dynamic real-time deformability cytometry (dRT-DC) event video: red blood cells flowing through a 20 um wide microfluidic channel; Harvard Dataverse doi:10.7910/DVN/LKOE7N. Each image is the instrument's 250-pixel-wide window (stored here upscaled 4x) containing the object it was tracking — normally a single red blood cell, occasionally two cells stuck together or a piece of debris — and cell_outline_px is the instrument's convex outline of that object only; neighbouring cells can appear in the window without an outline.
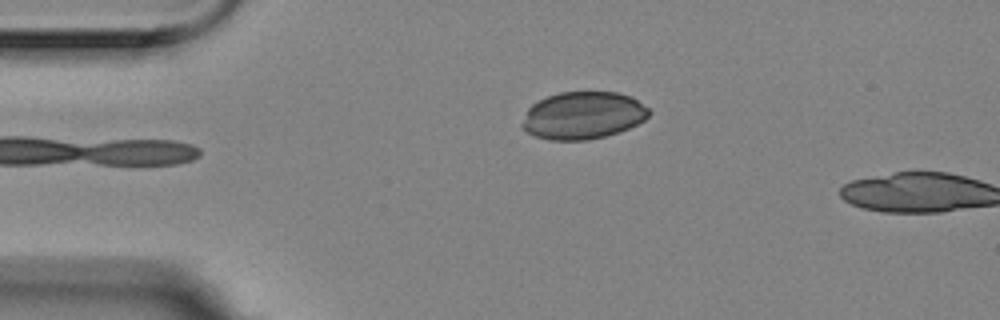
{"species": "Egyptian fruit bat (a non-hibernating species)", "species_latin": "Rousettus aegyptiacus", "temperature_condition": "room temperature", "stored_images_in_passage": 6, "camera_frame_rate_fps": 3000, "um_per_image_px": 0.085, "animal": {"sex": "female"}, "frame": {"image": 1, "passage_image": 6, "time_ms": 1.667, "image_size_px": [1000, 320], "cell_outline_px": [[652, 112], [644, 120], [628, 128], [604, 136], [588, 140], [548, 140], [536, 136], [528, 132], [520, 124], [528, 108], [532, 104], [548, 96], [560, 92], [620, 92], [632, 96], [648, 108]], "centroid_in_image_um": [49.56, 9.8], "position_along_channel_um": 35.4, "area_um2": 34.97}}